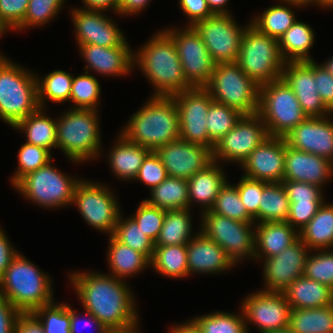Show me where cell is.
Segmentation results:
<instances>
[{"mask_svg":"<svg viewBox=\"0 0 333 333\" xmlns=\"http://www.w3.org/2000/svg\"><path fill=\"white\" fill-rule=\"evenodd\" d=\"M69 277L85 311L109 329H136L138 314L134 298L121 279L80 271Z\"/></svg>","mask_w":333,"mask_h":333,"instance_id":"cell-1","label":"cell"},{"mask_svg":"<svg viewBox=\"0 0 333 333\" xmlns=\"http://www.w3.org/2000/svg\"><path fill=\"white\" fill-rule=\"evenodd\" d=\"M156 34L138 53L133 54V63L139 65L140 70L155 86L152 96L172 97L192 86L184 76L172 38L165 31Z\"/></svg>","mask_w":333,"mask_h":333,"instance_id":"cell-2","label":"cell"},{"mask_svg":"<svg viewBox=\"0 0 333 333\" xmlns=\"http://www.w3.org/2000/svg\"><path fill=\"white\" fill-rule=\"evenodd\" d=\"M121 134L150 151L179 139V114L174 98L152 96L130 117Z\"/></svg>","mask_w":333,"mask_h":333,"instance_id":"cell-3","label":"cell"},{"mask_svg":"<svg viewBox=\"0 0 333 333\" xmlns=\"http://www.w3.org/2000/svg\"><path fill=\"white\" fill-rule=\"evenodd\" d=\"M51 281L48 275L18 253L0 278V295L21 313H32L54 302Z\"/></svg>","mask_w":333,"mask_h":333,"instance_id":"cell-4","label":"cell"},{"mask_svg":"<svg viewBox=\"0 0 333 333\" xmlns=\"http://www.w3.org/2000/svg\"><path fill=\"white\" fill-rule=\"evenodd\" d=\"M39 107L37 75L0 58V118L14 127Z\"/></svg>","mask_w":333,"mask_h":333,"instance_id":"cell-5","label":"cell"},{"mask_svg":"<svg viewBox=\"0 0 333 333\" xmlns=\"http://www.w3.org/2000/svg\"><path fill=\"white\" fill-rule=\"evenodd\" d=\"M97 111L72 108L57 119L56 147L71 161L83 162L98 157L101 137Z\"/></svg>","mask_w":333,"mask_h":333,"instance_id":"cell-6","label":"cell"},{"mask_svg":"<svg viewBox=\"0 0 333 333\" xmlns=\"http://www.w3.org/2000/svg\"><path fill=\"white\" fill-rule=\"evenodd\" d=\"M236 63L259 86L281 78L283 60L278 39L246 26Z\"/></svg>","mask_w":333,"mask_h":333,"instance_id":"cell-7","label":"cell"},{"mask_svg":"<svg viewBox=\"0 0 333 333\" xmlns=\"http://www.w3.org/2000/svg\"><path fill=\"white\" fill-rule=\"evenodd\" d=\"M258 114L271 137L284 138L308 116L293 90L282 79L259 86Z\"/></svg>","mask_w":333,"mask_h":333,"instance_id":"cell-8","label":"cell"},{"mask_svg":"<svg viewBox=\"0 0 333 333\" xmlns=\"http://www.w3.org/2000/svg\"><path fill=\"white\" fill-rule=\"evenodd\" d=\"M205 88L213 101L234 108L243 115L258 113L259 85L236 62L216 64Z\"/></svg>","mask_w":333,"mask_h":333,"instance_id":"cell-9","label":"cell"},{"mask_svg":"<svg viewBox=\"0 0 333 333\" xmlns=\"http://www.w3.org/2000/svg\"><path fill=\"white\" fill-rule=\"evenodd\" d=\"M79 181L58 171L49 161L24 176L14 187L31 202L56 208L71 205Z\"/></svg>","mask_w":333,"mask_h":333,"instance_id":"cell-10","label":"cell"},{"mask_svg":"<svg viewBox=\"0 0 333 333\" xmlns=\"http://www.w3.org/2000/svg\"><path fill=\"white\" fill-rule=\"evenodd\" d=\"M201 215L202 228L199 232L216 242L234 264L246 256L255 257L254 223L240 222L210 211L202 212Z\"/></svg>","mask_w":333,"mask_h":333,"instance_id":"cell-11","label":"cell"},{"mask_svg":"<svg viewBox=\"0 0 333 333\" xmlns=\"http://www.w3.org/2000/svg\"><path fill=\"white\" fill-rule=\"evenodd\" d=\"M76 204L84 220L110 236L115 230L120 207L113 193L104 185L79 181L75 187L72 204Z\"/></svg>","mask_w":333,"mask_h":333,"instance_id":"cell-12","label":"cell"},{"mask_svg":"<svg viewBox=\"0 0 333 333\" xmlns=\"http://www.w3.org/2000/svg\"><path fill=\"white\" fill-rule=\"evenodd\" d=\"M179 114L180 139L214 148L210 140L206 121L211 102V94L205 87H192L172 96Z\"/></svg>","mask_w":333,"mask_h":333,"instance_id":"cell-13","label":"cell"},{"mask_svg":"<svg viewBox=\"0 0 333 333\" xmlns=\"http://www.w3.org/2000/svg\"><path fill=\"white\" fill-rule=\"evenodd\" d=\"M234 21L231 14H216L192 26L216 64L237 61L245 27Z\"/></svg>","mask_w":333,"mask_h":333,"instance_id":"cell-14","label":"cell"},{"mask_svg":"<svg viewBox=\"0 0 333 333\" xmlns=\"http://www.w3.org/2000/svg\"><path fill=\"white\" fill-rule=\"evenodd\" d=\"M174 41L184 76L192 87H205L210 81L216 63L199 34L192 26L184 31L164 30Z\"/></svg>","mask_w":333,"mask_h":333,"instance_id":"cell-15","label":"cell"},{"mask_svg":"<svg viewBox=\"0 0 333 333\" xmlns=\"http://www.w3.org/2000/svg\"><path fill=\"white\" fill-rule=\"evenodd\" d=\"M268 137L266 125L258 113L243 115L236 126L215 143L213 160L241 164Z\"/></svg>","mask_w":333,"mask_h":333,"instance_id":"cell-16","label":"cell"},{"mask_svg":"<svg viewBox=\"0 0 333 333\" xmlns=\"http://www.w3.org/2000/svg\"><path fill=\"white\" fill-rule=\"evenodd\" d=\"M242 302L245 322H253L260 333H270L289 326L291 306L283 292L257 291Z\"/></svg>","mask_w":333,"mask_h":333,"instance_id":"cell-17","label":"cell"},{"mask_svg":"<svg viewBox=\"0 0 333 333\" xmlns=\"http://www.w3.org/2000/svg\"><path fill=\"white\" fill-rule=\"evenodd\" d=\"M212 150L179 138L158 147L155 153L166 168L168 176L188 180L214 161Z\"/></svg>","mask_w":333,"mask_h":333,"instance_id":"cell-18","label":"cell"},{"mask_svg":"<svg viewBox=\"0 0 333 333\" xmlns=\"http://www.w3.org/2000/svg\"><path fill=\"white\" fill-rule=\"evenodd\" d=\"M309 248L299 238L280 254L264 258V281L267 292H283L304 275Z\"/></svg>","mask_w":333,"mask_h":333,"instance_id":"cell-19","label":"cell"},{"mask_svg":"<svg viewBox=\"0 0 333 333\" xmlns=\"http://www.w3.org/2000/svg\"><path fill=\"white\" fill-rule=\"evenodd\" d=\"M286 154L285 138H266L242 163L244 176L271 183H282Z\"/></svg>","mask_w":333,"mask_h":333,"instance_id":"cell-20","label":"cell"},{"mask_svg":"<svg viewBox=\"0 0 333 333\" xmlns=\"http://www.w3.org/2000/svg\"><path fill=\"white\" fill-rule=\"evenodd\" d=\"M71 11L79 46L85 44L102 47L128 46L120 29L101 11L83 8Z\"/></svg>","mask_w":333,"mask_h":333,"instance_id":"cell-21","label":"cell"},{"mask_svg":"<svg viewBox=\"0 0 333 333\" xmlns=\"http://www.w3.org/2000/svg\"><path fill=\"white\" fill-rule=\"evenodd\" d=\"M281 78L293 90L308 117H325L332 113L317 92L314 61L286 62Z\"/></svg>","mask_w":333,"mask_h":333,"instance_id":"cell-22","label":"cell"},{"mask_svg":"<svg viewBox=\"0 0 333 333\" xmlns=\"http://www.w3.org/2000/svg\"><path fill=\"white\" fill-rule=\"evenodd\" d=\"M327 117H307L284 137L287 145L333 163V122Z\"/></svg>","mask_w":333,"mask_h":333,"instance_id":"cell-23","label":"cell"},{"mask_svg":"<svg viewBox=\"0 0 333 333\" xmlns=\"http://www.w3.org/2000/svg\"><path fill=\"white\" fill-rule=\"evenodd\" d=\"M331 175H333L331 161L315 154L293 149L286 143L283 181L305 182L322 188Z\"/></svg>","mask_w":333,"mask_h":333,"instance_id":"cell-24","label":"cell"},{"mask_svg":"<svg viewBox=\"0 0 333 333\" xmlns=\"http://www.w3.org/2000/svg\"><path fill=\"white\" fill-rule=\"evenodd\" d=\"M81 54L87 62L85 72L88 68L103 75L117 76L127 75L133 63V50L129 46L102 47L93 44L79 46Z\"/></svg>","mask_w":333,"mask_h":333,"instance_id":"cell-25","label":"cell"},{"mask_svg":"<svg viewBox=\"0 0 333 333\" xmlns=\"http://www.w3.org/2000/svg\"><path fill=\"white\" fill-rule=\"evenodd\" d=\"M188 274L220 273L235 264L213 240L197 233L187 243Z\"/></svg>","mask_w":333,"mask_h":333,"instance_id":"cell-26","label":"cell"},{"mask_svg":"<svg viewBox=\"0 0 333 333\" xmlns=\"http://www.w3.org/2000/svg\"><path fill=\"white\" fill-rule=\"evenodd\" d=\"M255 227L256 260L262 259L263 256L269 258L280 254L300 238L299 231L287 221L257 223Z\"/></svg>","mask_w":333,"mask_h":333,"instance_id":"cell-27","label":"cell"},{"mask_svg":"<svg viewBox=\"0 0 333 333\" xmlns=\"http://www.w3.org/2000/svg\"><path fill=\"white\" fill-rule=\"evenodd\" d=\"M283 294L291 309L319 308L333 304V289L304 275L291 283Z\"/></svg>","mask_w":333,"mask_h":333,"instance_id":"cell-28","label":"cell"},{"mask_svg":"<svg viewBox=\"0 0 333 333\" xmlns=\"http://www.w3.org/2000/svg\"><path fill=\"white\" fill-rule=\"evenodd\" d=\"M218 163L219 162L213 161L205 169L195 173L187 180L189 209L193 201H197L201 206L204 205L203 212L209 211L213 206L220 189L227 181Z\"/></svg>","mask_w":333,"mask_h":333,"instance_id":"cell-29","label":"cell"},{"mask_svg":"<svg viewBox=\"0 0 333 333\" xmlns=\"http://www.w3.org/2000/svg\"><path fill=\"white\" fill-rule=\"evenodd\" d=\"M150 152L148 148L128 141L121 133L116 145L109 153V165L116 176L123 180H134L143 159Z\"/></svg>","mask_w":333,"mask_h":333,"instance_id":"cell-30","label":"cell"},{"mask_svg":"<svg viewBox=\"0 0 333 333\" xmlns=\"http://www.w3.org/2000/svg\"><path fill=\"white\" fill-rule=\"evenodd\" d=\"M299 236L310 251L333 247V204L323 202L316 215L299 231Z\"/></svg>","mask_w":333,"mask_h":333,"instance_id":"cell-31","label":"cell"},{"mask_svg":"<svg viewBox=\"0 0 333 333\" xmlns=\"http://www.w3.org/2000/svg\"><path fill=\"white\" fill-rule=\"evenodd\" d=\"M278 42L285 62L313 61L308 51L314 43V31L308 24L296 20Z\"/></svg>","mask_w":333,"mask_h":333,"instance_id":"cell-32","label":"cell"},{"mask_svg":"<svg viewBox=\"0 0 333 333\" xmlns=\"http://www.w3.org/2000/svg\"><path fill=\"white\" fill-rule=\"evenodd\" d=\"M43 110L42 107H39L13 128L24 131L28 143L43 147L50 152V149L56 147L57 144V120L54 121L44 115Z\"/></svg>","mask_w":333,"mask_h":333,"instance_id":"cell-33","label":"cell"},{"mask_svg":"<svg viewBox=\"0 0 333 333\" xmlns=\"http://www.w3.org/2000/svg\"><path fill=\"white\" fill-rule=\"evenodd\" d=\"M109 237L108 264L112 276L122 280V277L136 274L150 265V260L144 254L122 244L112 235Z\"/></svg>","mask_w":333,"mask_h":333,"instance_id":"cell-34","label":"cell"},{"mask_svg":"<svg viewBox=\"0 0 333 333\" xmlns=\"http://www.w3.org/2000/svg\"><path fill=\"white\" fill-rule=\"evenodd\" d=\"M289 327L295 333H333V304L319 308L291 309Z\"/></svg>","mask_w":333,"mask_h":333,"instance_id":"cell-35","label":"cell"},{"mask_svg":"<svg viewBox=\"0 0 333 333\" xmlns=\"http://www.w3.org/2000/svg\"><path fill=\"white\" fill-rule=\"evenodd\" d=\"M145 201L163 210L189 209L188 181L168 176Z\"/></svg>","mask_w":333,"mask_h":333,"instance_id":"cell-36","label":"cell"},{"mask_svg":"<svg viewBox=\"0 0 333 333\" xmlns=\"http://www.w3.org/2000/svg\"><path fill=\"white\" fill-rule=\"evenodd\" d=\"M190 209L166 210L155 246L183 245L191 240Z\"/></svg>","mask_w":333,"mask_h":333,"instance_id":"cell-37","label":"cell"},{"mask_svg":"<svg viewBox=\"0 0 333 333\" xmlns=\"http://www.w3.org/2000/svg\"><path fill=\"white\" fill-rule=\"evenodd\" d=\"M150 265L155 271L172 278L187 277V244L155 246Z\"/></svg>","mask_w":333,"mask_h":333,"instance_id":"cell-38","label":"cell"},{"mask_svg":"<svg viewBox=\"0 0 333 333\" xmlns=\"http://www.w3.org/2000/svg\"><path fill=\"white\" fill-rule=\"evenodd\" d=\"M290 201L282 183L266 182L259 202V222L287 221Z\"/></svg>","mask_w":333,"mask_h":333,"instance_id":"cell-39","label":"cell"},{"mask_svg":"<svg viewBox=\"0 0 333 333\" xmlns=\"http://www.w3.org/2000/svg\"><path fill=\"white\" fill-rule=\"evenodd\" d=\"M295 21L296 17L292 9L280 4L267 8L250 24L259 32L279 39Z\"/></svg>","mask_w":333,"mask_h":333,"instance_id":"cell-40","label":"cell"},{"mask_svg":"<svg viewBox=\"0 0 333 333\" xmlns=\"http://www.w3.org/2000/svg\"><path fill=\"white\" fill-rule=\"evenodd\" d=\"M73 76L62 70H55L44 76L43 80L37 76L38 103L44 107V98L56 103L69 100Z\"/></svg>","mask_w":333,"mask_h":333,"instance_id":"cell-41","label":"cell"},{"mask_svg":"<svg viewBox=\"0 0 333 333\" xmlns=\"http://www.w3.org/2000/svg\"><path fill=\"white\" fill-rule=\"evenodd\" d=\"M243 114L224 104L212 101L207 113L206 127L210 140L215 144L233 127Z\"/></svg>","mask_w":333,"mask_h":333,"instance_id":"cell-42","label":"cell"},{"mask_svg":"<svg viewBox=\"0 0 333 333\" xmlns=\"http://www.w3.org/2000/svg\"><path fill=\"white\" fill-rule=\"evenodd\" d=\"M122 220L123 218L119 215L112 236L122 244L144 254L151 261L155 249L154 242L145 235L131 217Z\"/></svg>","mask_w":333,"mask_h":333,"instance_id":"cell-43","label":"cell"},{"mask_svg":"<svg viewBox=\"0 0 333 333\" xmlns=\"http://www.w3.org/2000/svg\"><path fill=\"white\" fill-rule=\"evenodd\" d=\"M209 211L240 222H255L242 203L237 187L235 185H229L228 182L220 189Z\"/></svg>","mask_w":333,"mask_h":333,"instance_id":"cell-44","label":"cell"},{"mask_svg":"<svg viewBox=\"0 0 333 333\" xmlns=\"http://www.w3.org/2000/svg\"><path fill=\"white\" fill-rule=\"evenodd\" d=\"M242 315V317H241ZM203 333H248L245 318L227 312H215L192 319Z\"/></svg>","mask_w":333,"mask_h":333,"instance_id":"cell-45","label":"cell"},{"mask_svg":"<svg viewBox=\"0 0 333 333\" xmlns=\"http://www.w3.org/2000/svg\"><path fill=\"white\" fill-rule=\"evenodd\" d=\"M31 314L41 323L44 333H71L70 306L67 304L52 302L35 309Z\"/></svg>","mask_w":333,"mask_h":333,"instance_id":"cell-46","label":"cell"},{"mask_svg":"<svg viewBox=\"0 0 333 333\" xmlns=\"http://www.w3.org/2000/svg\"><path fill=\"white\" fill-rule=\"evenodd\" d=\"M100 92V84L96 77L85 72L73 77L69 100L75 103L73 108L97 110Z\"/></svg>","mask_w":333,"mask_h":333,"instance_id":"cell-47","label":"cell"},{"mask_svg":"<svg viewBox=\"0 0 333 333\" xmlns=\"http://www.w3.org/2000/svg\"><path fill=\"white\" fill-rule=\"evenodd\" d=\"M19 165L17 172L12 177L15 186L24 176L36 171L38 168L51 161V153L43 148L26 142L18 152Z\"/></svg>","mask_w":333,"mask_h":333,"instance_id":"cell-48","label":"cell"},{"mask_svg":"<svg viewBox=\"0 0 333 333\" xmlns=\"http://www.w3.org/2000/svg\"><path fill=\"white\" fill-rule=\"evenodd\" d=\"M329 251L319 250L317 254L307 256L304 276L333 289V252Z\"/></svg>","mask_w":333,"mask_h":333,"instance_id":"cell-49","label":"cell"},{"mask_svg":"<svg viewBox=\"0 0 333 333\" xmlns=\"http://www.w3.org/2000/svg\"><path fill=\"white\" fill-rule=\"evenodd\" d=\"M64 2V0H29L25 18L16 29L22 30L29 26L36 27L47 23L58 14Z\"/></svg>","mask_w":333,"mask_h":333,"instance_id":"cell-50","label":"cell"},{"mask_svg":"<svg viewBox=\"0 0 333 333\" xmlns=\"http://www.w3.org/2000/svg\"><path fill=\"white\" fill-rule=\"evenodd\" d=\"M135 213L131 218L138 224V227L145 235L155 243L162 228L166 210L152 206L143 200Z\"/></svg>","mask_w":333,"mask_h":333,"instance_id":"cell-51","label":"cell"},{"mask_svg":"<svg viewBox=\"0 0 333 333\" xmlns=\"http://www.w3.org/2000/svg\"><path fill=\"white\" fill-rule=\"evenodd\" d=\"M265 183V181L252 179L243 175L236 185L241 201L254 221L259 220V202Z\"/></svg>","mask_w":333,"mask_h":333,"instance_id":"cell-52","label":"cell"},{"mask_svg":"<svg viewBox=\"0 0 333 333\" xmlns=\"http://www.w3.org/2000/svg\"><path fill=\"white\" fill-rule=\"evenodd\" d=\"M168 177L166 168L155 151H150L143 159L142 165L134 180L150 186V190L158 186Z\"/></svg>","mask_w":333,"mask_h":333,"instance_id":"cell-53","label":"cell"},{"mask_svg":"<svg viewBox=\"0 0 333 333\" xmlns=\"http://www.w3.org/2000/svg\"><path fill=\"white\" fill-rule=\"evenodd\" d=\"M290 203H323L321 187L297 181H282Z\"/></svg>","mask_w":333,"mask_h":333,"instance_id":"cell-54","label":"cell"},{"mask_svg":"<svg viewBox=\"0 0 333 333\" xmlns=\"http://www.w3.org/2000/svg\"><path fill=\"white\" fill-rule=\"evenodd\" d=\"M29 0H0V18L13 30L23 22Z\"/></svg>","mask_w":333,"mask_h":333,"instance_id":"cell-55","label":"cell"},{"mask_svg":"<svg viewBox=\"0 0 333 333\" xmlns=\"http://www.w3.org/2000/svg\"><path fill=\"white\" fill-rule=\"evenodd\" d=\"M322 204L323 203H290L287 222L293 228L300 231L316 215Z\"/></svg>","mask_w":333,"mask_h":333,"instance_id":"cell-56","label":"cell"},{"mask_svg":"<svg viewBox=\"0 0 333 333\" xmlns=\"http://www.w3.org/2000/svg\"><path fill=\"white\" fill-rule=\"evenodd\" d=\"M314 78L322 102L333 112V76L321 64L314 62Z\"/></svg>","mask_w":333,"mask_h":333,"instance_id":"cell-57","label":"cell"},{"mask_svg":"<svg viewBox=\"0 0 333 333\" xmlns=\"http://www.w3.org/2000/svg\"><path fill=\"white\" fill-rule=\"evenodd\" d=\"M182 11L189 17V26L214 15L206 0H179Z\"/></svg>","mask_w":333,"mask_h":333,"instance_id":"cell-58","label":"cell"},{"mask_svg":"<svg viewBox=\"0 0 333 333\" xmlns=\"http://www.w3.org/2000/svg\"><path fill=\"white\" fill-rule=\"evenodd\" d=\"M22 313L0 295V333H14L17 319Z\"/></svg>","mask_w":333,"mask_h":333,"instance_id":"cell-59","label":"cell"},{"mask_svg":"<svg viewBox=\"0 0 333 333\" xmlns=\"http://www.w3.org/2000/svg\"><path fill=\"white\" fill-rule=\"evenodd\" d=\"M18 251L13 249L4 231L0 228V278L5 274L10 263L17 256Z\"/></svg>","mask_w":333,"mask_h":333,"instance_id":"cell-60","label":"cell"},{"mask_svg":"<svg viewBox=\"0 0 333 333\" xmlns=\"http://www.w3.org/2000/svg\"><path fill=\"white\" fill-rule=\"evenodd\" d=\"M14 333H44V330L31 313H22L17 319Z\"/></svg>","mask_w":333,"mask_h":333,"instance_id":"cell-61","label":"cell"},{"mask_svg":"<svg viewBox=\"0 0 333 333\" xmlns=\"http://www.w3.org/2000/svg\"><path fill=\"white\" fill-rule=\"evenodd\" d=\"M86 315L91 319V322H94L93 325L97 328V333H104L108 328L100 322L95 316H93L90 312L86 311ZM83 320V319H82ZM79 316L78 314L71 308L70 306V332L71 333H80L79 332ZM86 321L83 327L91 325L92 323ZM78 331V332H77Z\"/></svg>","mask_w":333,"mask_h":333,"instance_id":"cell-62","label":"cell"},{"mask_svg":"<svg viewBox=\"0 0 333 333\" xmlns=\"http://www.w3.org/2000/svg\"><path fill=\"white\" fill-rule=\"evenodd\" d=\"M150 0H119L118 13L122 15L137 14L147 6Z\"/></svg>","mask_w":333,"mask_h":333,"instance_id":"cell-63","label":"cell"},{"mask_svg":"<svg viewBox=\"0 0 333 333\" xmlns=\"http://www.w3.org/2000/svg\"><path fill=\"white\" fill-rule=\"evenodd\" d=\"M85 4V8L87 10L93 11H104L109 8L113 9L116 13H118L119 0H82Z\"/></svg>","mask_w":333,"mask_h":333,"instance_id":"cell-64","label":"cell"},{"mask_svg":"<svg viewBox=\"0 0 333 333\" xmlns=\"http://www.w3.org/2000/svg\"><path fill=\"white\" fill-rule=\"evenodd\" d=\"M170 333H203L200 327L191 319L187 323L174 326Z\"/></svg>","mask_w":333,"mask_h":333,"instance_id":"cell-65","label":"cell"},{"mask_svg":"<svg viewBox=\"0 0 333 333\" xmlns=\"http://www.w3.org/2000/svg\"><path fill=\"white\" fill-rule=\"evenodd\" d=\"M211 12L214 15H229L228 9H226L227 1L229 0H206ZM225 6V8H224Z\"/></svg>","mask_w":333,"mask_h":333,"instance_id":"cell-66","label":"cell"},{"mask_svg":"<svg viewBox=\"0 0 333 333\" xmlns=\"http://www.w3.org/2000/svg\"><path fill=\"white\" fill-rule=\"evenodd\" d=\"M287 2L288 5L291 4L297 6H306L307 4L316 3L318 5V0H280V2Z\"/></svg>","mask_w":333,"mask_h":333,"instance_id":"cell-67","label":"cell"},{"mask_svg":"<svg viewBox=\"0 0 333 333\" xmlns=\"http://www.w3.org/2000/svg\"><path fill=\"white\" fill-rule=\"evenodd\" d=\"M104 333H137V329H107Z\"/></svg>","mask_w":333,"mask_h":333,"instance_id":"cell-68","label":"cell"},{"mask_svg":"<svg viewBox=\"0 0 333 333\" xmlns=\"http://www.w3.org/2000/svg\"><path fill=\"white\" fill-rule=\"evenodd\" d=\"M321 65L333 76V57Z\"/></svg>","mask_w":333,"mask_h":333,"instance_id":"cell-69","label":"cell"},{"mask_svg":"<svg viewBox=\"0 0 333 333\" xmlns=\"http://www.w3.org/2000/svg\"><path fill=\"white\" fill-rule=\"evenodd\" d=\"M7 29L11 30V28L0 18V35L6 32ZM0 58H5V57L2 56V54H0Z\"/></svg>","mask_w":333,"mask_h":333,"instance_id":"cell-70","label":"cell"},{"mask_svg":"<svg viewBox=\"0 0 333 333\" xmlns=\"http://www.w3.org/2000/svg\"><path fill=\"white\" fill-rule=\"evenodd\" d=\"M318 5L322 7H333V0H318Z\"/></svg>","mask_w":333,"mask_h":333,"instance_id":"cell-71","label":"cell"},{"mask_svg":"<svg viewBox=\"0 0 333 333\" xmlns=\"http://www.w3.org/2000/svg\"><path fill=\"white\" fill-rule=\"evenodd\" d=\"M270 333H295L289 326Z\"/></svg>","mask_w":333,"mask_h":333,"instance_id":"cell-72","label":"cell"}]
</instances>
